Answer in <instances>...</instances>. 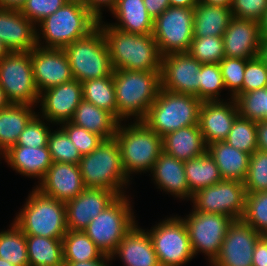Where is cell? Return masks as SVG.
<instances>
[{
	"label": "cell",
	"instance_id": "1",
	"mask_svg": "<svg viewBox=\"0 0 267 266\" xmlns=\"http://www.w3.org/2000/svg\"><path fill=\"white\" fill-rule=\"evenodd\" d=\"M99 20L113 69L161 71L162 55L152 34H133Z\"/></svg>",
	"mask_w": 267,
	"mask_h": 266
},
{
	"label": "cell",
	"instance_id": "2",
	"mask_svg": "<svg viewBox=\"0 0 267 266\" xmlns=\"http://www.w3.org/2000/svg\"><path fill=\"white\" fill-rule=\"evenodd\" d=\"M98 22L81 0H69L36 25L37 46L63 49L92 32Z\"/></svg>",
	"mask_w": 267,
	"mask_h": 266
},
{
	"label": "cell",
	"instance_id": "3",
	"mask_svg": "<svg viewBox=\"0 0 267 266\" xmlns=\"http://www.w3.org/2000/svg\"><path fill=\"white\" fill-rule=\"evenodd\" d=\"M113 81L117 120H142L161 89V71L114 69Z\"/></svg>",
	"mask_w": 267,
	"mask_h": 266
},
{
	"label": "cell",
	"instance_id": "4",
	"mask_svg": "<svg viewBox=\"0 0 267 266\" xmlns=\"http://www.w3.org/2000/svg\"><path fill=\"white\" fill-rule=\"evenodd\" d=\"M122 124L121 121L117 126L115 139L120 148L123 169L132 180L130 176L133 173L151 172L163 151L162 137L142 120Z\"/></svg>",
	"mask_w": 267,
	"mask_h": 266
},
{
	"label": "cell",
	"instance_id": "5",
	"mask_svg": "<svg viewBox=\"0 0 267 266\" xmlns=\"http://www.w3.org/2000/svg\"><path fill=\"white\" fill-rule=\"evenodd\" d=\"M79 167L85 188L111 190L118 196L126 194L124 190L131 180L123 169L115 137L103 139L94 151L83 155Z\"/></svg>",
	"mask_w": 267,
	"mask_h": 266
},
{
	"label": "cell",
	"instance_id": "6",
	"mask_svg": "<svg viewBox=\"0 0 267 266\" xmlns=\"http://www.w3.org/2000/svg\"><path fill=\"white\" fill-rule=\"evenodd\" d=\"M33 188L13 222L25 235L63 239L68 231L65 203Z\"/></svg>",
	"mask_w": 267,
	"mask_h": 266
},
{
	"label": "cell",
	"instance_id": "7",
	"mask_svg": "<svg viewBox=\"0 0 267 266\" xmlns=\"http://www.w3.org/2000/svg\"><path fill=\"white\" fill-rule=\"evenodd\" d=\"M202 101L196 96L160 89L142 121L161 137L180 128L199 125Z\"/></svg>",
	"mask_w": 267,
	"mask_h": 266
},
{
	"label": "cell",
	"instance_id": "8",
	"mask_svg": "<svg viewBox=\"0 0 267 266\" xmlns=\"http://www.w3.org/2000/svg\"><path fill=\"white\" fill-rule=\"evenodd\" d=\"M63 50L73 78L81 83L113 74L108 46L99 26L88 35L65 46Z\"/></svg>",
	"mask_w": 267,
	"mask_h": 266
},
{
	"label": "cell",
	"instance_id": "9",
	"mask_svg": "<svg viewBox=\"0 0 267 266\" xmlns=\"http://www.w3.org/2000/svg\"><path fill=\"white\" fill-rule=\"evenodd\" d=\"M128 198L127 194L118 196L83 230L103 254L111 256L137 223Z\"/></svg>",
	"mask_w": 267,
	"mask_h": 266
},
{
	"label": "cell",
	"instance_id": "10",
	"mask_svg": "<svg viewBox=\"0 0 267 266\" xmlns=\"http://www.w3.org/2000/svg\"><path fill=\"white\" fill-rule=\"evenodd\" d=\"M0 86L10 104L38 105L31 51L9 52L0 60Z\"/></svg>",
	"mask_w": 267,
	"mask_h": 266
},
{
	"label": "cell",
	"instance_id": "11",
	"mask_svg": "<svg viewBox=\"0 0 267 266\" xmlns=\"http://www.w3.org/2000/svg\"><path fill=\"white\" fill-rule=\"evenodd\" d=\"M147 231L160 266H183L195 257L182 217L165 218Z\"/></svg>",
	"mask_w": 267,
	"mask_h": 266
},
{
	"label": "cell",
	"instance_id": "12",
	"mask_svg": "<svg viewBox=\"0 0 267 266\" xmlns=\"http://www.w3.org/2000/svg\"><path fill=\"white\" fill-rule=\"evenodd\" d=\"M193 9L170 6L154 19L152 36L162 56L187 52L193 40Z\"/></svg>",
	"mask_w": 267,
	"mask_h": 266
},
{
	"label": "cell",
	"instance_id": "13",
	"mask_svg": "<svg viewBox=\"0 0 267 266\" xmlns=\"http://www.w3.org/2000/svg\"><path fill=\"white\" fill-rule=\"evenodd\" d=\"M189 234L194 256L205 253L211 264L219 255L228 227L233 222L229 216L191 211L182 218Z\"/></svg>",
	"mask_w": 267,
	"mask_h": 266
},
{
	"label": "cell",
	"instance_id": "14",
	"mask_svg": "<svg viewBox=\"0 0 267 266\" xmlns=\"http://www.w3.org/2000/svg\"><path fill=\"white\" fill-rule=\"evenodd\" d=\"M246 190L237 180H222L200 189L192 195V210L202 213L222 214L234 220L242 219L245 210Z\"/></svg>",
	"mask_w": 267,
	"mask_h": 266
},
{
	"label": "cell",
	"instance_id": "15",
	"mask_svg": "<svg viewBox=\"0 0 267 266\" xmlns=\"http://www.w3.org/2000/svg\"><path fill=\"white\" fill-rule=\"evenodd\" d=\"M202 64L188 52L168 53L162 56L161 88L199 99V70Z\"/></svg>",
	"mask_w": 267,
	"mask_h": 266
},
{
	"label": "cell",
	"instance_id": "16",
	"mask_svg": "<svg viewBox=\"0 0 267 266\" xmlns=\"http://www.w3.org/2000/svg\"><path fill=\"white\" fill-rule=\"evenodd\" d=\"M262 236L242 219L233 220L223 239L219 255L211 266H252L257 241Z\"/></svg>",
	"mask_w": 267,
	"mask_h": 266
},
{
	"label": "cell",
	"instance_id": "17",
	"mask_svg": "<svg viewBox=\"0 0 267 266\" xmlns=\"http://www.w3.org/2000/svg\"><path fill=\"white\" fill-rule=\"evenodd\" d=\"M82 100V83L73 79L39 93L38 104L41 102L39 107L41 106L42 115L37 113L47 122L60 125L71 121Z\"/></svg>",
	"mask_w": 267,
	"mask_h": 266
},
{
	"label": "cell",
	"instance_id": "18",
	"mask_svg": "<svg viewBox=\"0 0 267 266\" xmlns=\"http://www.w3.org/2000/svg\"><path fill=\"white\" fill-rule=\"evenodd\" d=\"M31 62L34 83L39 93L74 79L63 49L36 46L31 50Z\"/></svg>",
	"mask_w": 267,
	"mask_h": 266
},
{
	"label": "cell",
	"instance_id": "19",
	"mask_svg": "<svg viewBox=\"0 0 267 266\" xmlns=\"http://www.w3.org/2000/svg\"><path fill=\"white\" fill-rule=\"evenodd\" d=\"M118 195L105 189L85 188L65 203L67 229L83 231Z\"/></svg>",
	"mask_w": 267,
	"mask_h": 266
},
{
	"label": "cell",
	"instance_id": "20",
	"mask_svg": "<svg viewBox=\"0 0 267 266\" xmlns=\"http://www.w3.org/2000/svg\"><path fill=\"white\" fill-rule=\"evenodd\" d=\"M35 187L63 203L74 199L85 189L79 164L61 162H53Z\"/></svg>",
	"mask_w": 267,
	"mask_h": 266
},
{
	"label": "cell",
	"instance_id": "21",
	"mask_svg": "<svg viewBox=\"0 0 267 266\" xmlns=\"http://www.w3.org/2000/svg\"><path fill=\"white\" fill-rule=\"evenodd\" d=\"M227 100H229L228 103L202 101L199 110V127L207 146L213 142L224 141L239 116L235 99L230 97Z\"/></svg>",
	"mask_w": 267,
	"mask_h": 266
},
{
	"label": "cell",
	"instance_id": "22",
	"mask_svg": "<svg viewBox=\"0 0 267 266\" xmlns=\"http://www.w3.org/2000/svg\"><path fill=\"white\" fill-rule=\"evenodd\" d=\"M222 38L225 57L250 60L259 54L260 22L233 16Z\"/></svg>",
	"mask_w": 267,
	"mask_h": 266
},
{
	"label": "cell",
	"instance_id": "23",
	"mask_svg": "<svg viewBox=\"0 0 267 266\" xmlns=\"http://www.w3.org/2000/svg\"><path fill=\"white\" fill-rule=\"evenodd\" d=\"M0 40L9 52H30L37 46L36 26L20 10L0 8Z\"/></svg>",
	"mask_w": 267,
	"mask_h": 266
},
{
	"label": "cell",
	"instance_id": "24",
	"mask_svg": "<svg viewBox=\"0 0 267 266\" xmlns=\"http://www.w3.org/2000/svg\"><path fill=\"white\" fill-rule=\"evenodd\" d=\"M115 256L124 266H160L148 231L138 223L123 237L111 258Z\"/></svg>",
	"mask_w": 267,
	"mask_h": 266
},
{
	"label": "cell",
	"instance_id": "25",
	"mask_svg": "<svg viewBox=\"0 0 267 266\" xmlns=\"http://www.w3.org/2000/svg\"><path fill=\"white\" fill-rule=\"evenodd\" d=\"M151 174L152 179L155 180L154 184L156 183L160 191L162 189L164 192H167L166 194L170 193L175 198L177 197L182 200L192 199L183 161L162 151L155 161Z\"/></svg>",
	"mask_w": 267,
	"mask_h": 266
},
{
	"label": "cell",
	"instance_id": "26",
	"mask_svg": "<svg viewBox=\"0 0 267 266\" xmlns=\"http://www.w3.org/2000/svg\"><path fill=\"white\" fill-rule=\"evenodd\" d=\"M2 157L15 172L28 178H37L38 183L53 163L48 146L30 148L13 145L3 153Z\"/></svg>",
	"mask_w": 267,
	"mask_h": 266
},
{
	"label": "cell",
	"instance_id": "27",
	"mask_svg": "<svg viewBox=\"0 0 267 266\" xmlns=\"http://www.w3.org/2000/svg\"><path fill=\"white\" fill-rule=\"evenodd\" d=\"M163 152L180 161H189L207 152L199 125L187 126L162 137Z\"/></svg>",
	"mask_w": 267,
	"mask_h": 266
},
{
	"label": "cell",
	"instance_id": "28",
	"mask_svg": "<svg viewBox=\"0 0 267 266\" xmlns=\"http://www.w3.org/2000/svg\"><path fill=\"white\" fill-rule=\"evenodd\" d=\"M207 152L216 162L223 180L244 182L249 168L250 154L234 148L225 141L209 144Z\"/></svg>",
	"mask_w": 267,
	"mask_h": 266
},
{
	"label": "cell",
	"instance_id": "29",
	"mask_svg": "<svg viewBox=\"0 0 267 266\" xmlns=\"http://www.w3.org/2000/svg\"><path fill=\"white\" fill-rule=\"evenodd\" d=\"M117 23L114 28L133 34H152L154 19L148 14L143 0H117L110 11Z\"/></svg>",
	"mask_w": 267,
	"mask_h": 266
},
{
	"label": "cell",
	"instance_id": "30",
	"mask_svg": "<svg viewBox=\"0 0 267 266\" xmlns=\"http://www.w3.org/2000/svg\"><path fill=\"white\" fill-rule=\"evenodd\" d=\"M34 107L26 104H9L0 110V151L2 153L16 145L26 125L37 114L33 110Z\"/></svg>",
	"mask_w": 267,
	"mask_h": 266
},
{
	"label": "cell",
	"instance_id": "31",
	"mask_svg": "<svg viewBox=\"0 0 267 266\" xmlns=\"http://www.w3.org/2000/svg\"><path fill=\"white\" fill-rule=\"evenodd\" d=\"M71 122L98 134L103 139L114 138L119 124V121L109 111L85 100L79 103Z\"/></svg>",
	"mask_w": 267,
	"mask_h": 266
},
{
	"label": "cell",
	"instance_id": "32",
	"mask_svg": "<svg viewBox=\"0 0 267 266\" xmlns=\"http://www.w3.org/2000/svg\"><path fill=\"white\" fill-rule=\"evenodd\" d=\"M193 38L223 36L233 17L230 8L198 2L193 9Z\"/></svg>",
	"mask_w": 267,
	"mask_h": 266
},
{
	"label": "cell",
	"instance_id": "33",
	"mask_svg": "<svg viewBox=\"0 0 267 266\" xmlns=\"http://www.w3.org/2000/svg\"><path fill=\"white\" fill-rule=\"evenodd\" d=\"M29 266H64L62 239L26 235Z\"/></svg>",
	"mask_w": 267,
	"mask_h": 266
},
{
	"label": "cell",
	"instance_id": "34",
	"mask_svg": "<svg viewBox=\"0 0 267 266\" xmlns=\"http://www.w3.org/2000/svg\"><path fill=\"white\" fill-rule=\"evenodd\" d=\"M184 170L192 195L200 189L223 180L216 162L208 152L200 157L185 161Z\"/></svg>",
	"mask_w": 267,
	"mask_h": 266
},
{
	"label": "cell",
	"instance_id": "35",
	"mask_svg": "<svg viewBox=\"0 0 267 266\" xmlns=\"http://www.w3.org/2000/svg\"><path fill=\"white\" fill-rule=\"evenodd\" d=\"M83 100L109 111L117 119L116 95L113 74L82 83Z\"/></svg>",
	"mask_w": 267,
	"mask_h": 266
},
{
	"label": "cell",
	"instance_id": "36",
	"mask_svg": "<svg viewBox=\"0 0 267 266\" xmlns=\"http://www.w3.org/2000/svg\"><path fill=\"white\" fill-rule=\"evenodd\" d=\"M62 242L64 262H84L104 255L84 231L68 230Z\"/></svg>",
	"mask_w": 267,
	"mask_h": 266
},
{
	"label": "cell",
	"instance_id": "37",
	"mask_svg": "<svg viewBox=\"0 0 267 266\" xmlns=\"http://www.w3.org/2000/svg\"><path fill=\"white\" fill-rule=\"evenodd\" d=\"M10 226L0 232V258L14 266H29L26 235L13 221Z\"/></svg>",
	"mask_w": 267,
	"mask_h": 266
},
{
	"label": "cell",
	"instance_id": "38",
	"mask_svg": "<svg viewBox=\"0 0 267 266\" xmlns=\"http://www.w3.org/2000/svg\"><path fill=\"white\" fill-rule=\"evenodd\" d=\"M234 99L240 117L256 122L267 120V87L241 93Z\"/></svg>",
	"mask_w": 267,
	"mask_h": 266
},
{
	"label": "cell",
	"instance_id": "39",
	"mask_svg": "<svg viewBox=\"0 0 267 266\" xmlns=\"http://www.w3.org/2000/svg\"><path fill=\"white\" fill-rule=\"evenodd\" d=\"M242 220L261 236H267V191L246 193Z\"/></svg>",
	"mask_w": 267,
	"mask_h": 266
},
{
	"label": "cell",
	"instance_id": "40",
	"mask_svg": "<svg viewBox=\"0 0 267 266\" xmlns=\"http://www.w3.org/2000/svg\"><path fill=\"white\" fill-rule=\"evenodd\" d=\"M224 141L252 155L257 150L256 121L238 116Z\"/></svg>",
	"mask_w": 267,
	"mask_h": 266
},
{
	"label": "cell",
	"instance_id": "41",
	"mask_svg": "<svg viewBox=\"0 0 267 266\" xmlns=\"http://www.w3.org/2000/svg\"><path fill=\"white\" fill-rule=\"evenodd\" d=\"M226 89L221 75L220 65L202 64L199 70V100L201 101H224L220 93Z\"/></svg>",
	"mask_w": 267,
	"mask_h": 266
},
{
	"label": "cell",
	"instance_id": "42",
	"mask_svg": "<svg viewBox=\"0 0 267 266\" xmlns=\"http://www.w3.org/2000/svg\"><path fill=\"white\" fill-rule=\"evenodd\" d=\"M47 146L53 162L79 164L82 156L61 127L50 131Z\"/></svg>",
	"mask_w": 267,
	"mask_h": 266
},
{
	"label": "cell",
	"instance_id": "43",
	"mask_svg": "<svg viewBox=\"0 0 267 266\" xmlns=\"http://www.w3.org/2000/svg\"><path fill=\"white\" fill-rule=\"evenodd\" d=\"M201 64H218L224 57L222 36L193 38L187 51Z\"/></svg>",
	"mask_w": 267,
	"mask_h": 266
},
{
	"label": "cell",
	"instance_id": "44",
	"mask_svg": "<svg viewBox=\"0 0 267 266\" xmlns=\"http://www.w3.org/2000/svg\"><path fill=\"white\" fill-rule=\"evenodd\" d=\"M246 193L267 191V152L256 150L249 160V168L244 180Z\"/></svg>",
	"mask_w": 267,
	"mask_h": 266
},
{
	"label": "cell",
	"instance_id": "45",
	"mask_svg": "<svg viewBox=\"0 0 267 266\" xmlns=\"http://www.w3.org/2000/svg\"><path fill=\"white\" fill-rule=\"evenodd\" d=\"M248 59L224 57L220 62L221 75L231 98L243 93L244 71Z\"/></svg>",
	"mask_w": 267,
	"mask_h": 266
},
{
	"label": "cell",
	"instance_id": "46",
	"mask_svg": "<svg viewBox=\"0 0 267 266\" xmlns=\"http://www.w3.org/2000/svg\"><path fill=\"white\" fill-rule=\"evenodd\" d=\"M44 120V118L36 114L20 134L16 145L28 146L30 148L47 146L51 129L50 122L45 123Z\"/></svg>",
	"mask_w": 267,
	"mask_h": 266
},
{
	"label": "cell",
	"instance_id": "47",
	"mask_svg": "<svg viewBox=\"0 0 267 266\" xmlns=\"http://www.w3.org/2000/svg\"><path fill=\"white\" fill-rule=\"evenodd\" d=\"M60 127L66 132L81 156L90 154L103 141L98 134L77 126L71 121L61 123Z\"/></svg>",
	"mask_w": 267,
	"mask_h": 266
},
{
	"label": "cell",
	"instance_id": "48",
	"mask_svg": "<svg viewBox=\"0 0 267 266\" xmlns=\"http://www.w3.org/2000/svg\"><path fill=\"white\" fill-rule=\"evenodd\" d=\"M69 0H26L20 12L35 26Z\"/></svg>",
	"mask_w": 267,
	"mask_h": 266
},
{
	"label": "cell",
	"instance_id": "49",
	"mask_svg": "<svg viewBox=\"0 0 267 266\" xmlns=\"http://www.w3.org/2000/svg\"><path fill=\"white\" fill-rule=\"evenodd\" d=\"M243 79V93L266 88L267 65L258 56L247 60Z\"/></svg>",
	"mask_w": 267,
	"mask_h": 266
},
{
	"label": "cell",
	"instance_id": "50",
	"mask_svg": "<svg viewBox=\"0 0 267 266\" xmlns=\"http://www.w3.org/2000/svg\"><path fill=\"white\" fill-rule=\"evenodd\" d=\"M232 15L260 22L267 11V0H232Z\"/></svg>",
	"mask_w": 267,
	"mask_h": 266
},
{
	"label": "cell",
	"instance_id": "51",
	"mask_svg": "<svg viewBox=\"0 0 267 266\" xmlns=\"http://www.w3.org/2000/svg\"><path fill=\"white\" fill-rule=\"evenodd\" d=\"M86 8L98 19L102 20V8L112 10L117 3V0H81Z\"/></svg>",
	"mask_w": 267,
	"mask_h": 266
},
{
	"label": "cell",
	"instance_id": "52",
	"mask_svg": "<svg viewBox=\"0 0 267 266\" xmlns=\"http://www.w3.org/2000/svg\"><path fill=\"white\" fill-rule=\"evenodd\" d=\"M252 266H267V236H262L256 243Z\"/></svg>",
	"mask_w": 267,
	"mask_h": 266
},
{
	"label": "cell",
	"instance_id": "53",
	"mask_svg": "<svg viewBox=\"0 0 267 266\" xmlns=\"http://www.w3.org/2000/svg\"><path fill=\"white\" fill-rule=\"evenodd\" d=\"M148 14L153 18H157L167 8L170 7L169 0H143Z\"/></svg>",
	"mask_w": 267,
	"mask_h": 266
},
{
	"label": "cell",
	"instance_id": "54",
	"mask_svg": "<svg viewBox=\"0 0 267 266\" xmlns=\"http://www.w3.org/2000/svg\"><path fill=\"white\" fill-rule=\"evenodd\" d=\"M257 150L267 152V120L256 122Z\"/></svg>",
	"mask_w": 267,
	"mask_h": 266
},
{
	"label": "cell",
	"instance_id": "55",
	"mask_svg": "<svg viewBox=\"0 0 267 266\" xmlns=\"http://www.w3.org/2000/svg\"><path fill=\"white\" fill-rule=\"evenodd\" d=\"M111 256L104 254L102 257L95 260L84 262H64V266H109L108 262L112 261Z\"/></svg>",
	"mask_w": 267,
	"mask_h": 266
},
{
	"label": "cell",
	"instance_id": "56",
	"mask_svg": "<svg viewBox=\"0 0 267 266\" xmlns=\"http://www.w3.org/2000/svg\"><path fill=\"white\" fill-rule=\"evenodd\" d=\"M26 0H0L1 9L21 10Z\"/></svg>",
	"mask_w": 267,
	"mask_h": 266
},
{
	"label": "cell",
	"instance_id": "57",
	"mask_svg": "<svg viewBox=\"0 0 267 266\" xmlns=\"http://www.w3.org/2000/svg\"><path fill=\"white\" fill-rule=\"evenodd\" d=\"M170 6L194 9L198 0H169Z\"/></svg>",
	"mask_w": 267,
	"mask_h": 266
},
{
	"label": "cell",
	"instance_id": "58",
	"mask_svg": "<svg viewBox=\"0 0 267 266\" xmlns=\"http://www.w3.org/2000/svg\"><path fill=\"white\" fill-rule=\"evenodd\" d=\"M200 2L210 5V6H223L230 8L232 5V0H199Z\"/></svg>",
	"mask_w": 267,
	"mask_h": 266
},
{
	"label": "cell",
	"instance_id": "59",
	"mask_svg": "<svg viewBox=\"0 0 267 266\" xmlns=\"http://www.w3.org/2000/svg\"><path fill=\"white\" fill-rule=\"evenodd\" d=\"M258 57L267 65V39H261Z\"/></svg>",
	"mask_w": 267,
	"mask_h": 266
},
{
	"label": "cell",
	"instance_id": "60",
	"mask_svg": "<svg viewBox=\"0 0 267 266\" xmlns=\"http://www.w3.org/2000/svg\"><path fill=\"white\" fill-rule=\"evenodd\" d=\"M260 35L261 39H267V11L260 21Z\"/></svg>",
	"mask_w": 267,
	"mask_h": 266
},
{
	"label": "cell",
	"instance_id": "61",
	"mask_svg": "<svg viewBox=\"0 0 267 266\" xmlns=\"http://www.w3.org/2000/svg\"><path fill=\"white\" fill-rule=\"evenodd\" d=\"M10 103L8 102L3 88L0 86V110L7 107Z\"/></svg>",
	"mask_w": 267,
	"mask_h": 266
},
{
	"label": "cell",
	"instance_id": "62",
	"mask_svg": "<svg viewBox=\"0 0 267 266\" xmlns=\"http://www.w3.org/2000/svg\"><path fill=\"white\" fill-rule=\"evenodd\" d=\"M9 51L4 46L3 42L0 40V60L3 59Z\"/></svg>",
	"mask_w": 267,
	"mask_h": 266
},
{
	"label": "cell",
	"instance_id": "63",
	"mask_svg": "<svg viewBox=\"0 0 267 266\" xmlns=\"http://www.w3.org/2000/svg\"><path fill=\"white\" fill-rule=\"evenodd\" d=\"M0 266H14L11 262H8L2 258H0Z\"/></svg>",
	"mask_w": 267,
	"mask_h": 266
}]
</instances>
